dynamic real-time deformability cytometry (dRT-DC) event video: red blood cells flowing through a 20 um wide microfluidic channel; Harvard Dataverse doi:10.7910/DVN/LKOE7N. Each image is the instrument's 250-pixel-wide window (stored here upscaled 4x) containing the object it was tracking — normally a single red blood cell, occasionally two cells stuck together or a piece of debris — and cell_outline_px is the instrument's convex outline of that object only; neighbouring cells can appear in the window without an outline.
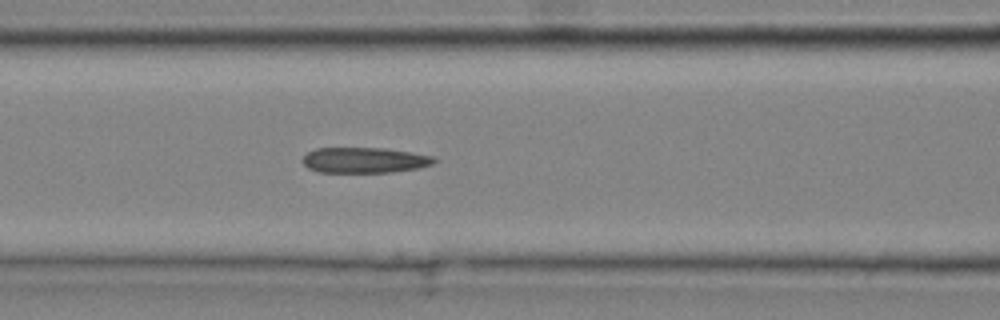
{"species": "common noctule bat (a hibernating species)", "species_latin": "Nyctalus noctula", "temperature_condition": "cold", "stored_images_in_passage": 37, "camera_frame_rate_fps": 3000, "um_per_image_px": 0.085, "animal": {"sex": "male", "body_mass_g": 20.4}, "frame": {"image": 1, "passage_image": 18, "time_ms": 5.667, "image_size_px": [1000, 320], "cell_outline_px": [[436, 160], [432, 164], [416, 168], [392, 172], [320, 172], [308, 168], [300, 160], [308, 152], [316, 148], [384, 148], [432, 156]], "centroid_in_image_um": [30.92, 13.61], "position_along_channel_um": 135.7, "area_um2": 19.36}}
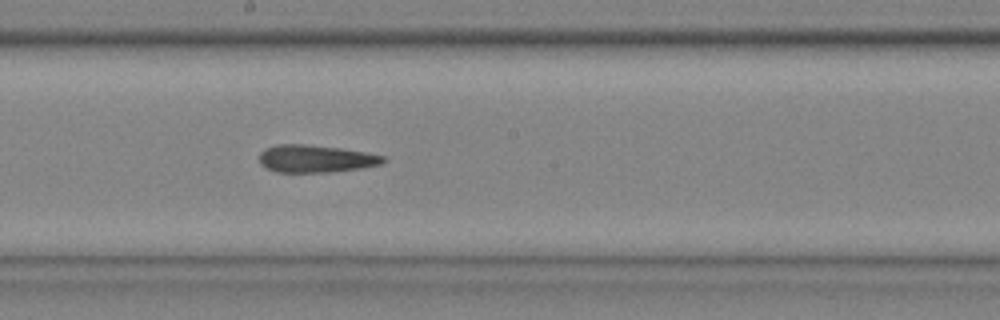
{"frame": {"image": 2, "passage_image": 24, "time_ms": 7.667, "image_size_px": [1000, 320], "cell_outline_px": [[388, 160], [380, 164], [360, 168], [328, 172], [276, 172], [260, 164], [260, 152], [264, 148], [276, 144], [308, 144], [340, 148], [364, 152], [384, 156]], "centroid_in_image_um": [26.81, 13.48], "position_along_channel_um": 221.4, "area_um2": 19.83}}
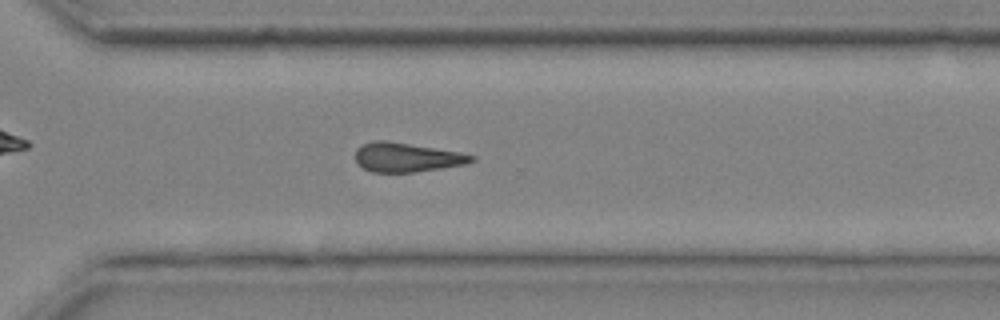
{"frame": {"image": 3, "passage_image": 32, "time_ms": 10.333, "image_size_px": [1000, 320], "cell_outline_px": [[476, 160], [468, 164], [412, 172], [372, 172], [364, 168], [356, 160], [356, 148], [364, 144], [376, 140], [384, 140], [460, 152], [476, 156]], "centroid_in_image_um": [34.61, 13.37], "position_along_channel_um": 336.0, "area_um2": 19.54}}